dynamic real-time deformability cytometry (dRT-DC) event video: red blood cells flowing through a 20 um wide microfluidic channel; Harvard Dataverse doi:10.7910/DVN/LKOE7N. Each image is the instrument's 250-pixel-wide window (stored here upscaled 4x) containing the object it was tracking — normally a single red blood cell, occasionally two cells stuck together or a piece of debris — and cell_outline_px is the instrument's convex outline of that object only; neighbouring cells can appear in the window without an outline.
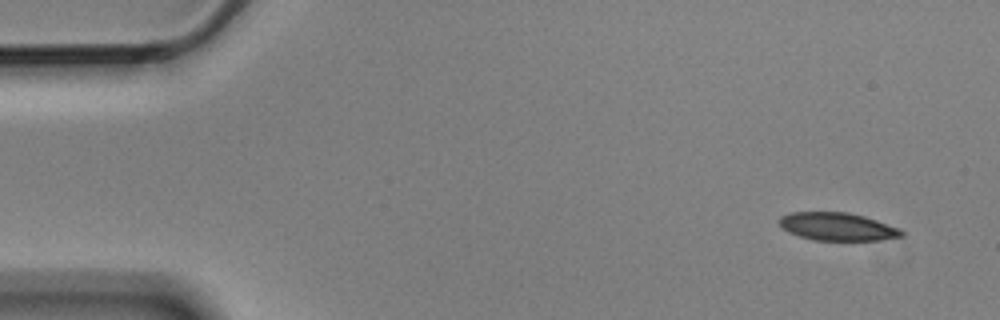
{"species": "Egyptian fruit bat (a non-hibernating species)", "species_latin": "Rousettus aegyptiacus", "temperature_condition": "cold", "stored_images_in_passage": 7, "camera_frame_rate_fps": 3000, "um_per_image_px": 0.085, "animal": {"sex": "male"}, "frame": {"image": 1, "passage_image": 1, "time_ms": 0.0, "image_size_px": [1000, 320], "cell_outline_px": [[904, 236], [880, 240], [812, 240], [788, 232], [776, 220], [780, 216], [792, 212], [848, 212], [864, 216], [900, 228], [904, 232]], "centroid_in_image_um": [71.18, 19.26], "position_along_channel_um": 13.8, "area_um2": 19.94}}
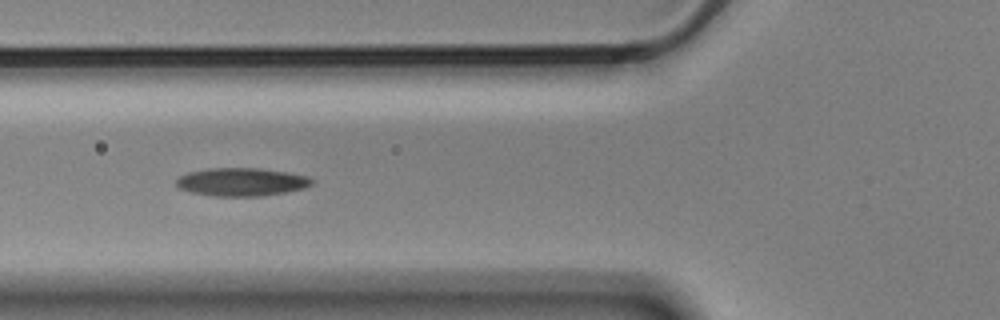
{"frame": {"image": 2, "passage_image": 6, "time_ms": 1.667, "image_size_px": [1000, 320], "cell_outline_px": [[312, 184], [304, 188], [284, 192], [260, 196], [212, 196], [192, 192], [180, 188], [176, 184], [176, 180], [180, 176], [188, 172], [208, 168], [260, 168], [308, 176], [312, 180]], "centroid_in_image_um": [20.5, 15.46], "position_along_channel_um": 105.3, "area_um2": 22.02}}
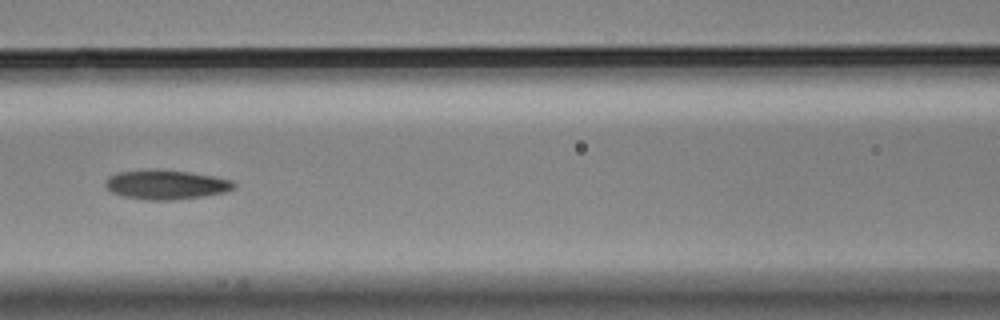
{"frame": {"image": 3, "passage_image": 7, "time_ms": 2.0, "image_size_px": [1000, 320], "cell_outline_px": [[236, 188], [224, 192], [204, 196], [172, 200], [148, 200], [124, 196], [112, 192], [104, 184], [108, 176], [116, 172], [156, 168], [188, 172], [216, 176], [232, 180], [236, 184]], "centroid_in_image_um": [14.12, 15.67], "position_along_channel_um": 152.5, "area_um2": 22.25}}